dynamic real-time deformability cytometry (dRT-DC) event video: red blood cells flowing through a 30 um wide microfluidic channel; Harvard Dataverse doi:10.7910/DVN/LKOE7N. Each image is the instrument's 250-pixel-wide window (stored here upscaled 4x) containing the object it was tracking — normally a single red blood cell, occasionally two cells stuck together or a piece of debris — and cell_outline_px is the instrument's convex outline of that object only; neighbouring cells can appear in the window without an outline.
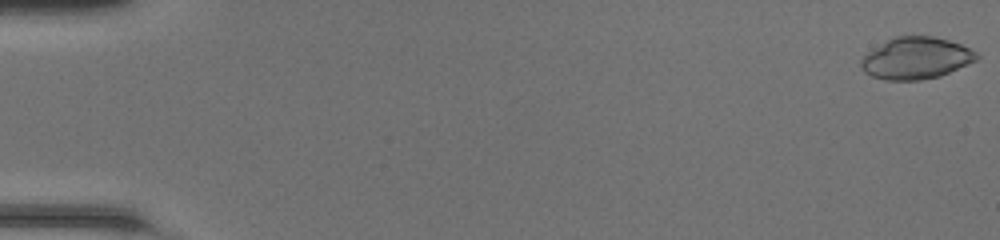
{"species": "common noctule bat (a hibernating species)", "species_latin": "Nyctalus noctula", "temperature_condition": "room temperature", "stored_images_in_passage": 49, "camera_frame_rate_fps": 3000, "um_per_image_px": 0.085, "animal": {"sex": "female", "body_mass_g": 20.0, "forearm_length_mm": 54.0}, "frame": {"image": 1, "passage_image": 1, "time_ms": 0.0, "image_size_px": [1000, 240], "cell_outline_px": [[980, 56], [976, 60], [940, 76], [920, 80], [884, 80], [872, 76], [864, 72], [860, 68], [860, 60], [868, 52], [888, 40], [896, 36], [932, 36], [948, 40], [960, 44], [976, 52]], "centroid_in_image_um": [77.84, 4.95], "position_along_channel_um": 7.2, "area_um2": 27.92}}
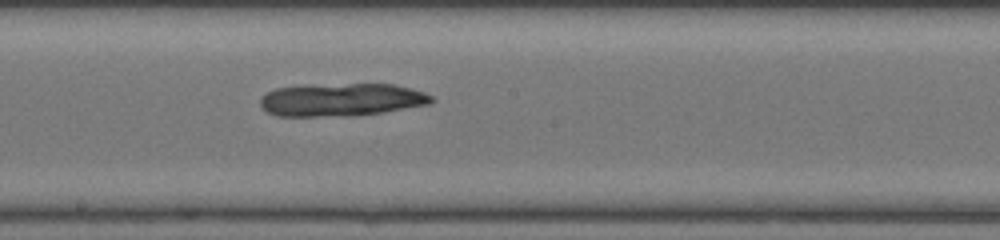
{"frame": {"image": 2, "passage_image": 28, "time_ms": 9.0, "image_size_px": [1000, 240], "cell_outline_px": [[436, 100], [428, 104], [384, 112], [352, 116], [276, 116], [264, 112], [260, 108], [260, 96], [276, 88], [348, 84], [396, 84], [424, 92], [432, 96]], "centroid_in_image_um": [29.01, 8.5], "position_along_channel_um": 219.2, "area_um2": 32.77}}
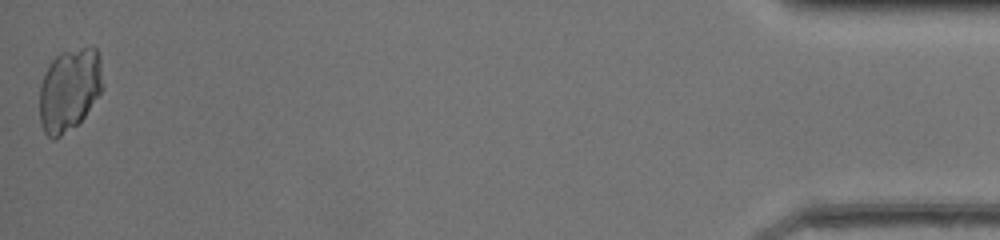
{"frame": {"image": 3, "passage_image": 49, "time_ms": 16.0, "image_size_px": [1000, 240], "cell_outline_px": [[104, 84], [100, 92], [84, 116], [76, 124], [60, 136], [52, 140], [44, 132], [40, 124], [40, 84], [48, 64], [60, 52], [92, 44], [96, 48], [100, 56]], "centroid_in_image_um": [5.91, 7.56], "position_along_channel_um": 429.3, "area_um2": 30.81}}